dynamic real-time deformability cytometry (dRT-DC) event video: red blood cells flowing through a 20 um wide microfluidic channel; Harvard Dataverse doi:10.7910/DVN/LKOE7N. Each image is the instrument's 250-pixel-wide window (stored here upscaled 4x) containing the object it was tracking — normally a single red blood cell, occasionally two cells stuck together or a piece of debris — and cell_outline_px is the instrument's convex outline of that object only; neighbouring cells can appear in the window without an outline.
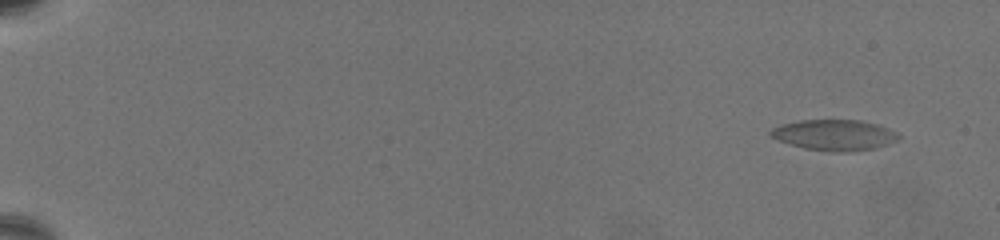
{"species": "common noctule bat (a hibernating species)", "species_latin": "Nyctalus noctula", "temperature_condition": "warm", "stored_images_in_passage": 67, "camera_frame_rate_fps": 3000, "um_per_image_px": 0.085, "animal": {"sex": "female", "body_mass_g": 19.5, "forearm_length_mm": 54.1}, "frame": {"image": 1, "passage_image": 2, "time_ms": 0.333, "image_size_px": [1000, 240], "cell_outline_px": [[900, 136], [896, 140], [876, 148], [848, 152], [832, 152], [804, 148], [780, 140], [772, 136], [768, 132], [772, 128], [784, 124], [800, 120], [860, 120], [876, 124], [888, 128], [896, 132]], "centroid_in_image_um": [70.94, 11.47], "position_along_channel_um": 14.1, "area_um2": 22.66}}
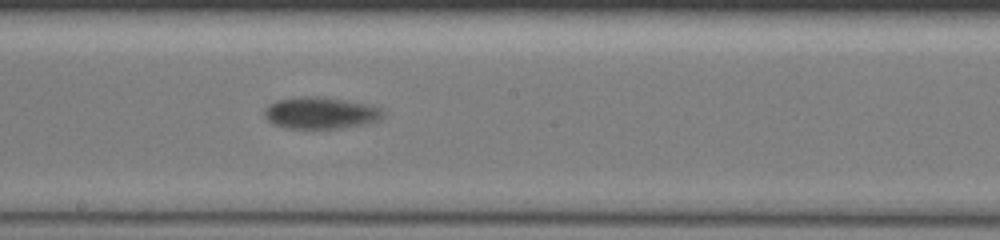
{"frame": {"image": 2, "passage_image": 40, "time_ms": 13.0, "image_size_px": [1000, 240], "cell_outline_px": [[384, 116], [380, 120], [340, 128], [288, 128], [272, 124], [264, 116], [264, 108], [276, 100], [304, 96], [316, 96], [344, 100], [364, 104], [380, 108]], "centroid_in_image_um": [27.19, 9.6], "position_along_channel_um": 221.0, "area_um2": 21.62}}
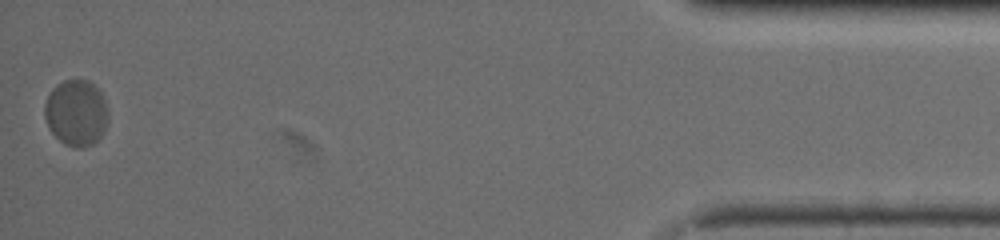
{"frame": {"image": 3, "passage_image": 67, "time_ms": 22.0, "image_size_px": [1000, 240], "cell_outline_px": [[108, 120], [100, 136], [92, 144], [84, 148], [76, 148], [64, 144], [48, 128], [44, 116], [44, 104], [52, 88], [56, 84], [64, 80], [88, 80], [104, 96], [108, 112]], "centroid_in_image_um": [6.46, 9.59], "position_along_channel_um": 428.7, "area_um2": 24.57}, "authors_computed_cell_mechanics": {"area_um2": 21.6172, "velocity_mm_per_s": 3.1357, "shape_relaxation_time_tau1_ms": 4.2039, "shape_relaxation_time_tau2_ms": null, "deformation_change_tau1": 0.1495, "deformation_change_tau2": null}}